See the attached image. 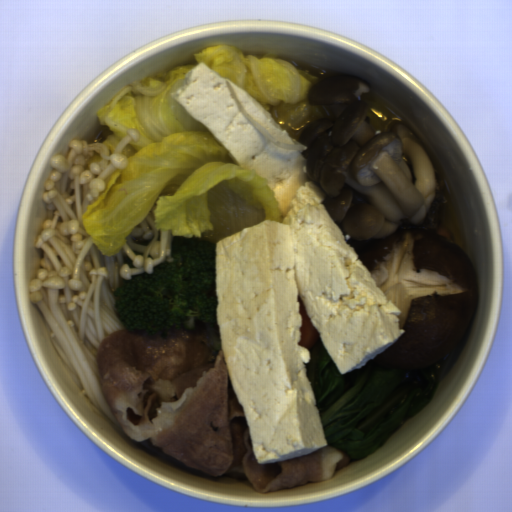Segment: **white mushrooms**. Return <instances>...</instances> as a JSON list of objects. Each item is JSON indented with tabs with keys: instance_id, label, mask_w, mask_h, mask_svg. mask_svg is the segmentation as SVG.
<instances>
[{
	"instance_id": "1",
	"label": "white mushrooms",
	"mask_w": 512,
	"mask_h": 512,
	"mask_svg": "<svg viewBox=\"0 0 512 512\" xmlns=\"http://www.w3.org/2000/svg\"><path fill=\"white\" fill-rule=\"evenodd\" d=\"M374 98L362 78L318 80L307 101L325 114L298 141L309 181L356 255L398 226L422 224L436 197L435 171L413 131L394 122L377 133L367 121Z\"/></svg>"
}]
</instances>
